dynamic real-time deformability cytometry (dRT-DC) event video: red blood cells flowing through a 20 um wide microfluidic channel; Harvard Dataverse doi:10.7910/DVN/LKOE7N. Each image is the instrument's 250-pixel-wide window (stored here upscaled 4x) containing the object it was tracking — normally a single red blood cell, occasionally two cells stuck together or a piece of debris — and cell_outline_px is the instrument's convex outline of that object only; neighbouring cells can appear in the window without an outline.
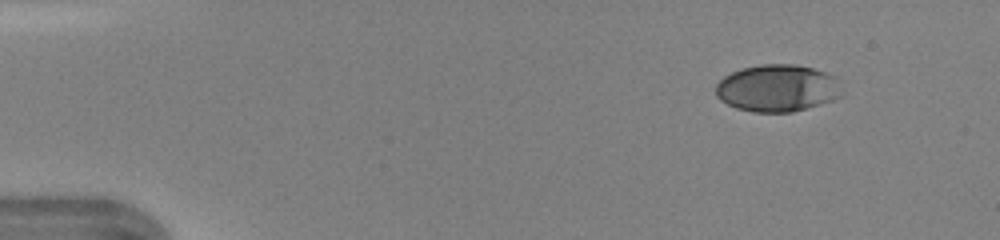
{"species": "human", "species_latin": "Homo sapiens", "temperature_condition": "warm", "stored_images_in_passage": 42, "camera_frame_rate_fps": 3000, "um_per_image_px": 0.085, "donor": {"sex": "female"}, "frame": {"image": 1, "passage_image": 1, "time_ms": 0.0, "image_size_px": [1000, 240], "cell_outline_px": [[844, 96], [820, 104], [792, 112], [752, 112], [736, 108], [720, 100], [716, 96], [716, 84], [724, 76], [732, 72], [744, 68], [760, 64], [796, 64], [812, 68], [836, 76], [844, 92]], "centroid_in_image_um": [66.11, 7.49], "position_along_channel_um": 18.9, "area_um2": 34.91}}
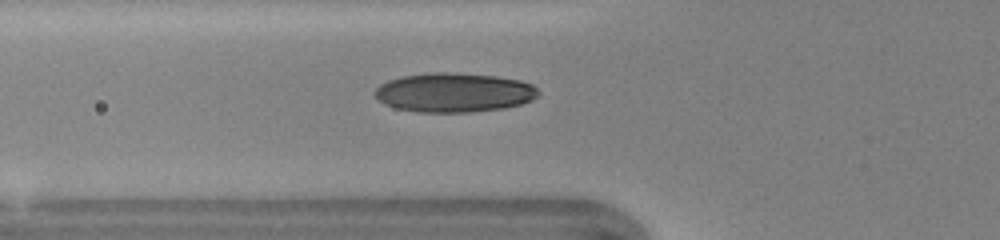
{"frame": {"image": 2, "passage_image": 13, "time_ms": 4.0, "image_size_px": [1000, 240], "cell_outline_px": [[540, 96], [532, 100], [520, 104], [504, 108], [472, 112], [416, 112], [396, 108], [384, 104], [372, 92], [380, 84], [388, 80], [400, 76], [432, 72], [452, 72], [496, 76], [520, 80], [532, 84], [540, 92]], "centroid_in_image_um": [38.59, 7.86], "position_along_channel_um": 87.2, "area_um2": 37.74}}
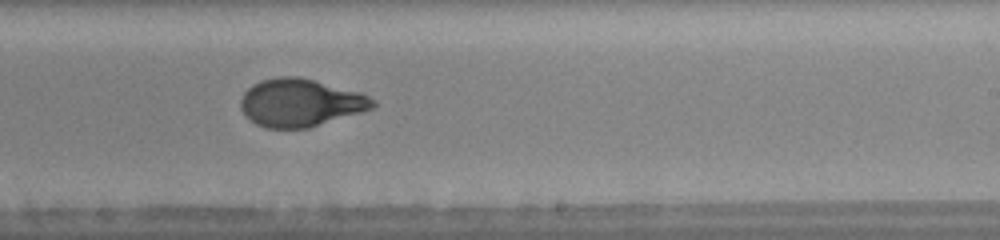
{"frame": {"image": 3, "passage_image": 25, "time_ms": 8.0, "image_size_px": [1000, 240], "cell_outline_px": [[376, 104], [372, 108], [360, 112], [308, 128], [264, 128], [256, 124], [244, 116], [240, 108], [240, 100], [244, 92], [252, 84], [260, 80], [276, 76], [296, 76], [360, 92], [376, 100]], "centroid_in_image_um": [25.47, 8.73], "position_along_channel_um": 263.5, "area_um2": 36.76}, "authors_computed_cell_mechanics": {"area_um2": 36.2984, "velocity_mm_per_s": 4.3923, "shape_relaxation_time_tau1_ms": 5.1327, "shape_relaxation_time_tau2_ms": 0.603, "deformation_change_tau1": 0.2093, "deformation_change_tau2": 0.052}}